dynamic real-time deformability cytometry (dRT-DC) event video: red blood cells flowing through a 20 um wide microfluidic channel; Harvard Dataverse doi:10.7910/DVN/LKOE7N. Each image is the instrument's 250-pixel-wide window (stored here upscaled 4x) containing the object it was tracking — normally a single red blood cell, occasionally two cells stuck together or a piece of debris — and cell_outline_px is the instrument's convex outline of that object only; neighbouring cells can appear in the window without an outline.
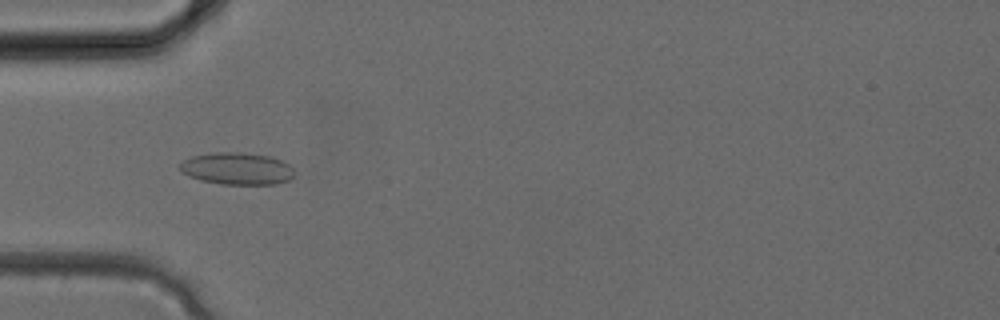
{"species": "common noctule bat (a hibernating species)", "species_latin": "Nyctalus noctula", "temperature_condition": "cold", "stored_images_in_passage": 34, "camera_frame_rate_fps": 3000, "um_per_image_px": 0.085, "animal": {"sex": "female", "body_mass_g": 24.6, "forearm_length_mm": 56.2}, "frame": {"image": 1, "passage_image": 11, "time_ms": 3.333, "image_size_px": [1000, 320], "cell_outline_px": [[292, 176], [288, 180], [276, 184], [220, 184], [200, 180], [188, 176], [176, 164], [192, 156], [216, 152], [240, 152], [272, 156], [284, 160], [292, 168]], "centroid_in_image_um": [20.13, 14.32], "position_along_channel_um": 64.9, "area_um2": 21.5}}
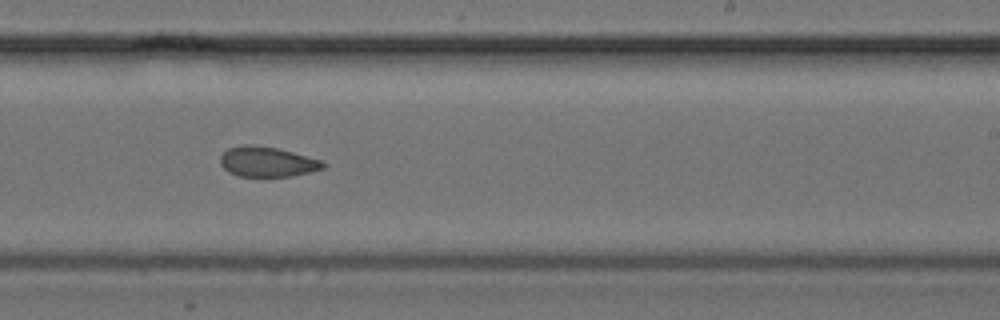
{"frame": {"image": 2, "passage_image": 21, "time_ms": 6.667, "image_size_px": [1000, 320], "cell_outline_px": [[324, 168], [292, 176], [236, 176], [228, 172], [220, 164], [220, 156], [228, 148], [244, 144], [256, 144], [276, 148], [292, 152], [320, 160], [324, 164]], "centroid_in_image_um": [22.65, 13.74], "position_along_channel_um": 266.4, "area_um2": 17.92}}
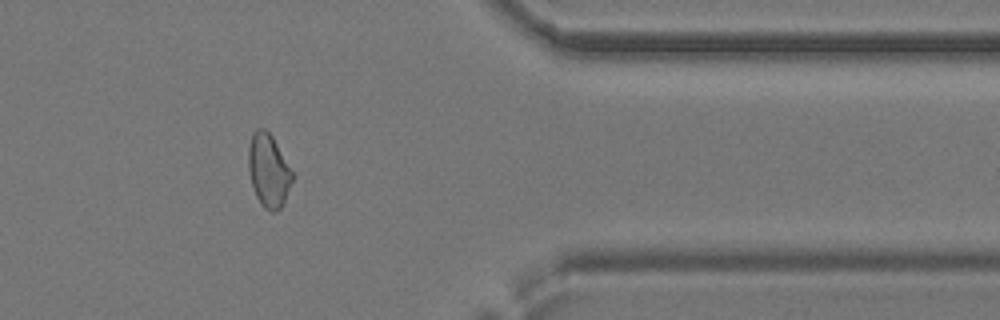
{"frame": {"image": 3, "passage_image": 28, "time_ms": 9.0, "image_size_px": [1000, 320], "cell_outline_px": [[296, 176], [284, 204], [276, 212], [272, 212], [264, 208], [260, 204], [256, 196], [252, 184], [248, 168], [248, 148], [252, 132], [256, 128], [264, 128], [272, 136]], "centroid_in_image_um": [22.86, 14.51], "position_along_channel_um": 388.5, "area_um2": 19.19}}